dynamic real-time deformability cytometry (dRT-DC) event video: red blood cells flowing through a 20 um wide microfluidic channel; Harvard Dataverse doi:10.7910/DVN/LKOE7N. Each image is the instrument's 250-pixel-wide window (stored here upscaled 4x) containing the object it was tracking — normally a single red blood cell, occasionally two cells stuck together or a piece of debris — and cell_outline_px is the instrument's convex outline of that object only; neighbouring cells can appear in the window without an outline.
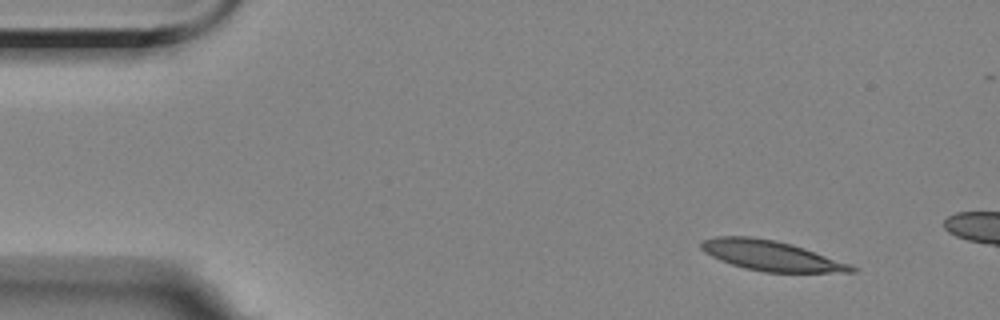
{"species": "Egyptian fruit bat (a non-hibernating species)", "species_latin": "Rousettus aegyptiacus", "temperature_condition": "room temperature", "stored_images_in_passage": 3, "camera_frame_rate_fps": 3000, "um_per_image_px": 0.085, "animal": {"sex": "female"}, "frame": {"image": 1, "passage_image": 1, "time_ms": 0.0, "image_size_px": [1000, 320], "cell_outline_px": [[856, 272], [764, 272], [744, 268], [720, 260], [704, 252], [700, 248], [700, 244], [704, 240], [716, 236], [748, 236], [772, 240], [792, 244], [852, 264], [856, 268]], "centroid_in_image_um": [65.54, 21.73], "position_along_channel_um": 19.5, "area_um2": 26.18}}